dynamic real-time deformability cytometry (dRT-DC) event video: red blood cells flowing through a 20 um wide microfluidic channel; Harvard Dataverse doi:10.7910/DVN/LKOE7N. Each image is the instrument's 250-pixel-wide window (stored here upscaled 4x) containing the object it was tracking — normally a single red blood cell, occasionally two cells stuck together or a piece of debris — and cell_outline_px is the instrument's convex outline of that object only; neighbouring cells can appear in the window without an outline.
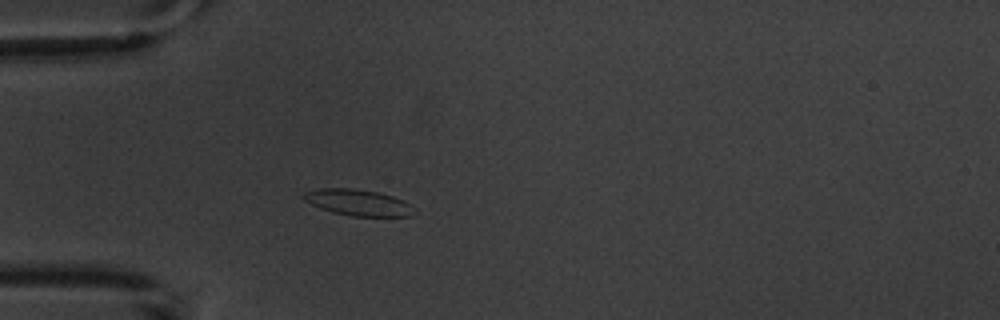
{"species": "common noctule bat (a hibernating species)", "species_latin": "Nyctalus noctula", "temperature_condition": "warm", "stored_images_in_passage": 3, "camera_frame_rate_fps": 3000, "um_per_image_px": 0.085, "animal": {"sex": "male", "body_mass_g": 20.1, "forearm_length_mm": 53.5}, "frame": {"image": 1, "passage_image": 3, "time_ms": 3.0, "image_size_px": [1000, 320], "cell_outline_px": [[416, 212], [412, 216], [352, 216], [332, 212], [320, 208], [304, 200], [300, 196], [304, 192], [320, 188], [352, 188], [376, 192], [392, 196], [404, 200], [412, 204]], "centroid_in_image_um": [30.45, 17.21], "position_along_channel_um": 54.5, "area_um2": 16.99}}